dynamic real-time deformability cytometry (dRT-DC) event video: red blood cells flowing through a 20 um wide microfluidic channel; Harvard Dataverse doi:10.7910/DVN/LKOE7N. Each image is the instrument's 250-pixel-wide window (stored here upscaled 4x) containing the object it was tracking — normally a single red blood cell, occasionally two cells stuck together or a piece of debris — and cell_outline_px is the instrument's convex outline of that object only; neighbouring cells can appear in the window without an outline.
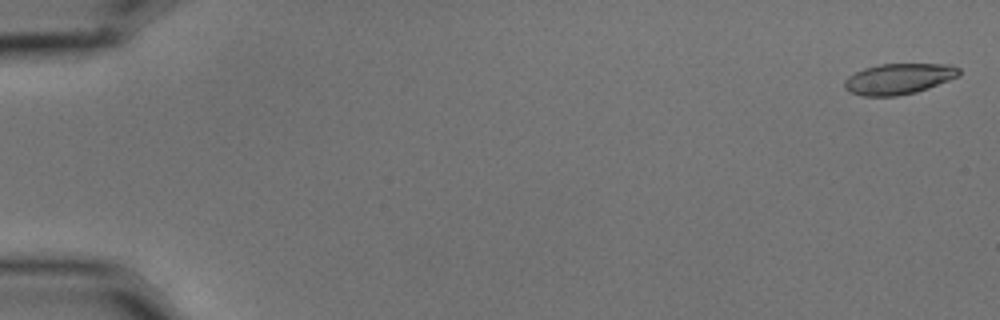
{"species": "common noctule bat (a hibernating species)", "species_latin": "Nyctalus noctula", "temperature_condition": "cold", "stored_images_in_passage": 3, "camera_frame_rate_fps": 3000, "um_per_image_px": 0.085, "animal": {"sex": "male", "body_mass_g": 15.6}, "frame": {"image": 1, "passage_image": 1, "time_ms": 0.0, "image_size_px": [1000, 320], "cell_outline_px": [[960, 76], [928, 88], [916, 92], [896, 96], [864, 96], [848, 92], [844, 88], [844, 80], [848, 76], [864, 68], [880, 64], [952, 64], [960, 68]], "centroid_in_image_um": [76.39, 6.7], "position_along_channel_um": 8.6, "area_um2": 20.69}}